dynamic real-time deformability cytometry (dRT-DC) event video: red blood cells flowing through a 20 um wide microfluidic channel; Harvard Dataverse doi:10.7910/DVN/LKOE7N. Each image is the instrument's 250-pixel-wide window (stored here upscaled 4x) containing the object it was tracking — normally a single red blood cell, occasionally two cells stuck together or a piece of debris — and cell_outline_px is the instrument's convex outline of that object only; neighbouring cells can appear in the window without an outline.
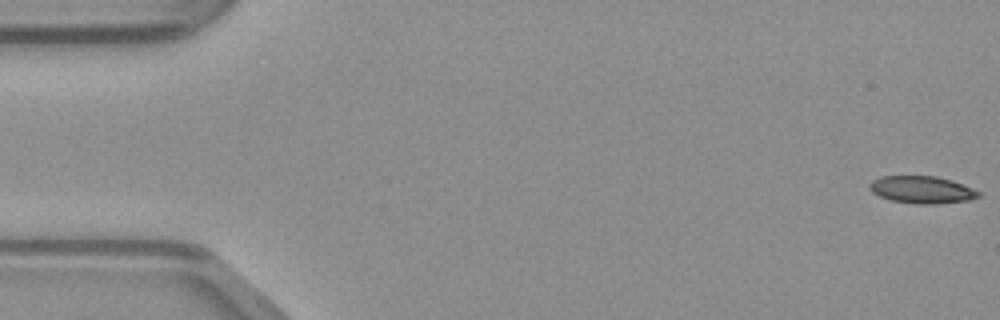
{"species": "common noctule bat (a hibernating species)", "species_latin": "Nyctalus noctula", "temperature_condition": "warm", "stored_images_in_passage": 5, "camera_frame_rate_fps": 3000, "um_per_image_px": 0.085, "animal": {"sex": "male", "body_mass_g": 23.1, "forearm_length_mm": 52.7}, "frame": {"image": 1, "passage_image": 1, "time_ms": 0.0, "image_size_px": [1000, 320], "cell_outline_px": [[980, 196], [968, 200], [936, 204], [916, 204], [892, 200], [880, 196], [872, 192], [868, 184], [872, 180], [880, 176], [936, 176], [952, 180], [972, 188], [980, 192]], "centroid_in_image_um": [78.35, 16.12], "position_along_channel_um": 6.6, "area_um2": 17.28}}